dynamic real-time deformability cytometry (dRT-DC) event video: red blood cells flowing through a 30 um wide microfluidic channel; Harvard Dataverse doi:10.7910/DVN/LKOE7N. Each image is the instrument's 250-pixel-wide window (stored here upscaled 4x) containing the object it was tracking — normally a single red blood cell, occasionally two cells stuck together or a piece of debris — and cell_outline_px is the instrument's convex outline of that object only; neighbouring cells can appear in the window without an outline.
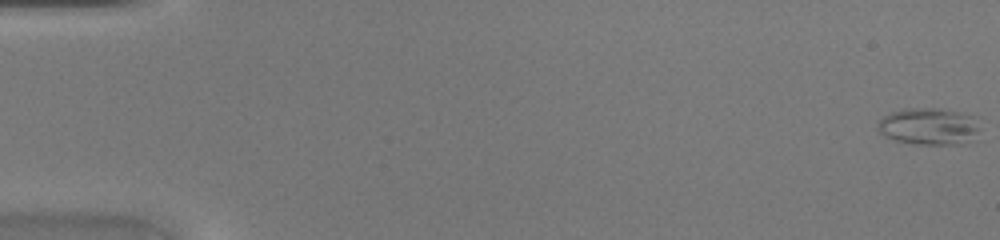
{"species": "common noctule bat (a hibernating species)", "species_latin": "Nyctalus noctula", "temperature_condition": "warm", "stored_images_in_passage": 47, "camera_frame_rate_fps": 3000, "um_per_image_px": 0.085, "animal": {"sex": "female", "body_mass_g": 20.0, "forearm_length_mm": 54.0}, "frame": {"image": 1, "passage_image": 1, "time_ms": 0.0, "image_size_px": [1000, 240], "cell_outline_px": [[980, 128], [964, 144], [916, 144], [896, 140], [884, 136], [876, 128], [876, 124], [884, 116], [892, 112], [904, 108], [940, 108], [980, 116]], "centroid_in_image_um": [78.98, 10.72], "position_along_channel_um": 6.0, "area_um2": 22.25}}
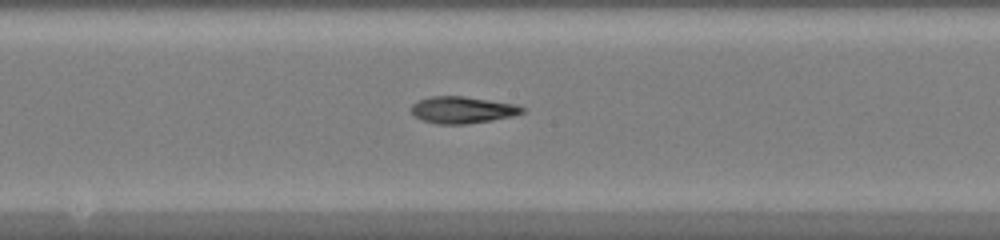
{"frame": {"image": 2, "passage_image": 26, "time_ms": 8.333, "image_size_px": [1000, 240], "cell_outline_px": [[524, 112], [512, 116], [492, 120], [468, 124], [436, 124], [424, 120], [416, 116], [412, 112], [412, 104], [428, 96], [464, 96], [516, 104], [524, 108]], "centroid_in_image_um": [39.32, 9.34], "position_along_channel_um": 208.9, "area_um2": 17.22}}
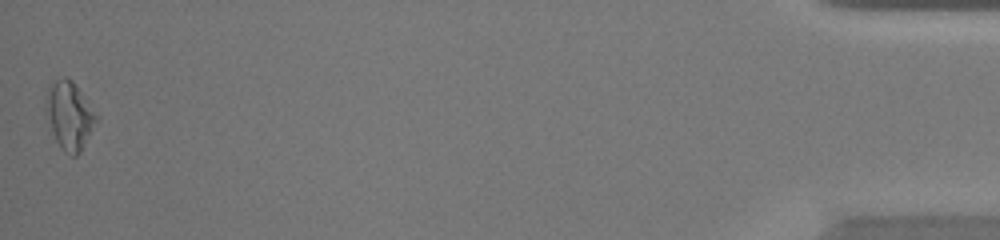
{"frame": {"image": 3, "passage_image": 47, "time_ms": 15.333, "image_size_px": [1000, 240], "cell_outline_px": [[100, 120], [80, 152], [76, 156], [72, 156], [64, 152], [60, 148], [52, 132], [44, 112], [44, 100], [48, 88], [56, 80], [64, 76], [72, 80], [100, 116]], "centroid_in_image_um": [5.92, 9.83], "position_along_channel_um": 429.3, "area_um2": 20.58}}